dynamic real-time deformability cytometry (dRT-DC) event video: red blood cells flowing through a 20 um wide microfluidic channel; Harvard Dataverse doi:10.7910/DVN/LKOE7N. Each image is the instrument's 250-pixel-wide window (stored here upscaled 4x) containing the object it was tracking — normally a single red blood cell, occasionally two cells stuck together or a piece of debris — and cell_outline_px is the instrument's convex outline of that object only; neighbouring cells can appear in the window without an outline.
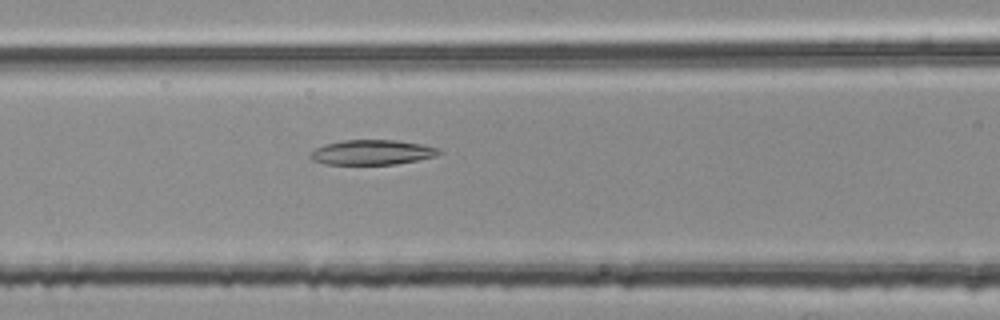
{"species": "common noctule bat (a hibernating species)", "species_latin": "Nyctalus noctula", "temperature_condition": "room temperature", "stored_images_in_passage": 18, "camera_frame_rate_fps": 3000, "um_per_image_px": 0.085, "animal": {"sex": "female", "body_mass_g": 25.1}, "frame": {"image": 1, "passage_image": 8, "time_ms": 2.333, "image_size_px": [1000, 320], "cell_outline_px": [[440, 152], [436, 156], [396, 164], [324, 164], [312, 160], [308, 156], [316, 148], [324, 144], [340, 140], [396, 140], [420, 144], [440, 148]], "centroid_in_image_um": [31.59, 12.94], "position_along_channel_um": 135.0, "area_um2": 18.61}}
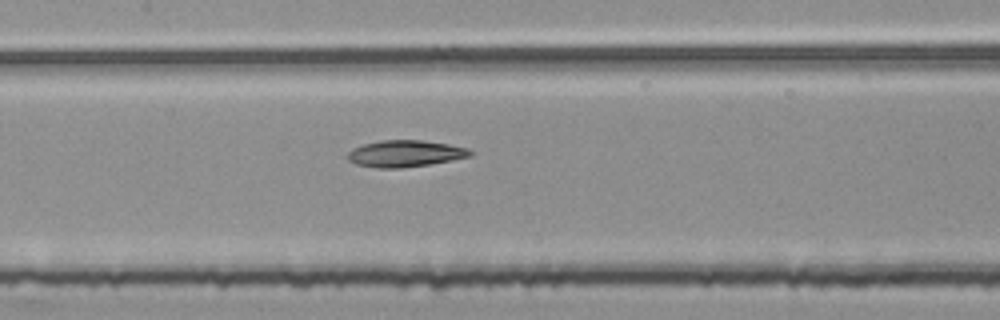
{"frame": {"image": 2, "passage_image": 11, "time_ms": 3.333, "image_size_px": [1000, 320], "cell_outline_px": [[472, 156], [452, 160], [428, 164], [400, 168], [376, 168], [356, 164], [348, 160], [344, 156], [352, 148], [364, 144], [380, 140], [424, 140], [448, 144], [468, 148], [472, 152]], "centroid_in_image_um": [34.4, 13.05], "position_along_channel_um": 173.0, "area_um2": 19.13}}
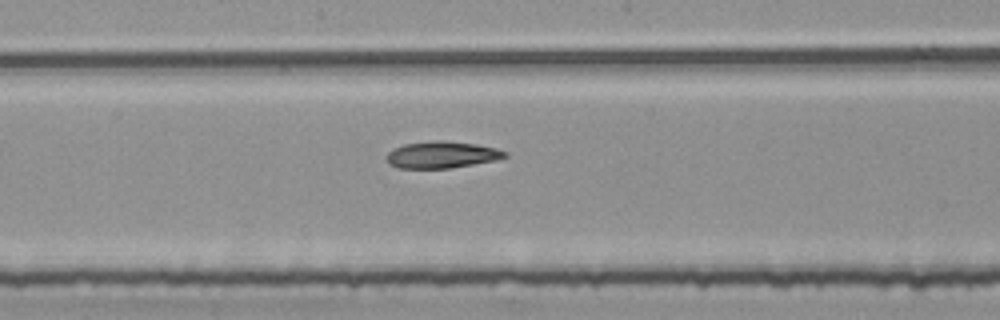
{"frame": {"image": 3, "passage_image": 14, "time_ms": 4.333, "image_size_px": [1000, 320], "cell_outline_px": [[508, 156], [496, 160], [452, 168], [400, 168], [388, 164], [384, 156], [392, 148], [404, 144], [436, 140], [444, 140], [476, 144], [496, 148], [508, 152]], "centroid_in_image_um": [37.53, 13.15], "position_along_channel_um": 210.7, "area_um2": 18.67}}